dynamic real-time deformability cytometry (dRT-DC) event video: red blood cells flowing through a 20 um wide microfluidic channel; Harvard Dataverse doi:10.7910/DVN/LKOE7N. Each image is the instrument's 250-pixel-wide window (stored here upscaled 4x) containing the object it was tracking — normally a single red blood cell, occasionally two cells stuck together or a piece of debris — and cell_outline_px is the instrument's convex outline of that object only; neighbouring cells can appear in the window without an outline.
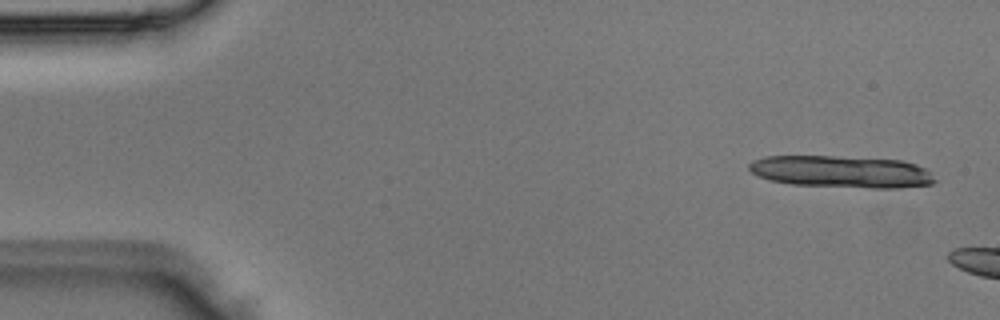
{"species": "Egyptian fruit bat (a non-hibernating species)", "species_latin": "Rousettus aegyptiacus", "temperature_condition": "room temperature", "stored_images_in_passage": 2, "camera_frame_rate_fps": 3000, "um_per_image_px": 0.085, "animal": {"sex": "male"}, "frame": {"image": 1, "passage_image": 1, "time_ms": 0.0, "image_size_px": [1000, 320], "cell_outline_px": [[936, 180], [932, 184], [900, 188], [872, 188], [792, 184], [772, 180], [760, 176], [752, 172], [748, 168], [748, 164], [752, 160], [764, 156], [832, 156], [904, 160], [916, 164], [932, 172]], "centroid_in_image_um": [71.57, 14.59], "position_along_channel_um": 13.4, "area_um2": 34.74}}